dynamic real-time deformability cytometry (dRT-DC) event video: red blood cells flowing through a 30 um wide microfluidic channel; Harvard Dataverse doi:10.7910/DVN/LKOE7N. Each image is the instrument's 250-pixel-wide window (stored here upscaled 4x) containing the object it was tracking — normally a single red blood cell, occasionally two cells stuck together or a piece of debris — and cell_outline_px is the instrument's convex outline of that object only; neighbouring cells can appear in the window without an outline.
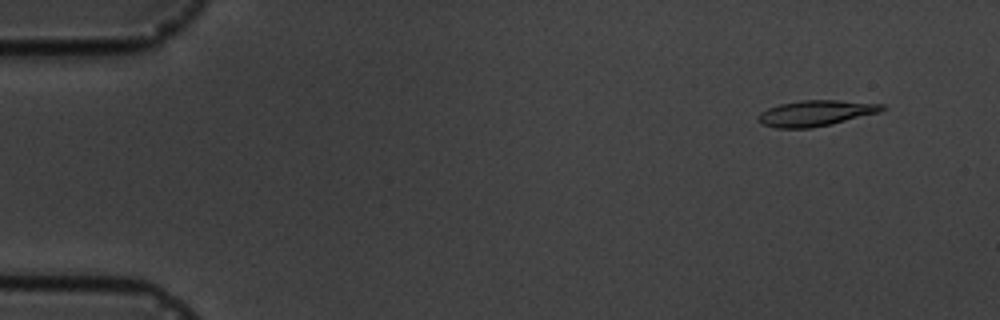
{"species": "common noctule bat (a hibernating species)", "species_latin": "Nyctalus noctula", "temperature_condition": "cold", "stored_images_in_passage": 7, "camera_frame_rate_fps": 3000, "um_per_image_px": 0.085, "animal": {"sex": "male", "body_mass_g": 19.5, "forearm_length_mm": 54.6}, "frame": {"image": 1, "passage_image": 2, "time_ms": 1.0, "image_size_px": [1000, 320], "cell_outline_px": [[888, 108], [880, 112], [832, 124], [812, 128], [776, 128], [760, 124], [756, 120], [756, 116], [760, 112], [768, 108], [780, 104], [800, 100], [840, 100], [884, 104]], "centroid_in_image_um": [69.32, 9.62], "position_along_channel_um": 15.7, "area_um2": 18.9}}
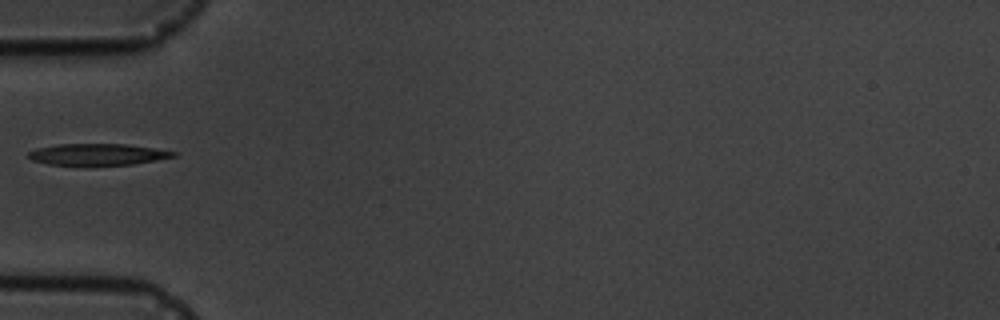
{"frame": {"image": 2, "passage_image": 6, "time_ms": 5.667, "image_size_px": [1000, 320], "cell_outline_px": [[176, 156], [156, 160], [132, 164], [88, 168], [48, 164], [32, 160], [28, 156], [28, 152], [36, 148], [56, 144], [124, 144], [152, 148], [176, 152]], "centroid_in_image_um": [8.22, 13.17], "position_along_channel_um": 76.8, "area_um2": 18.9}}
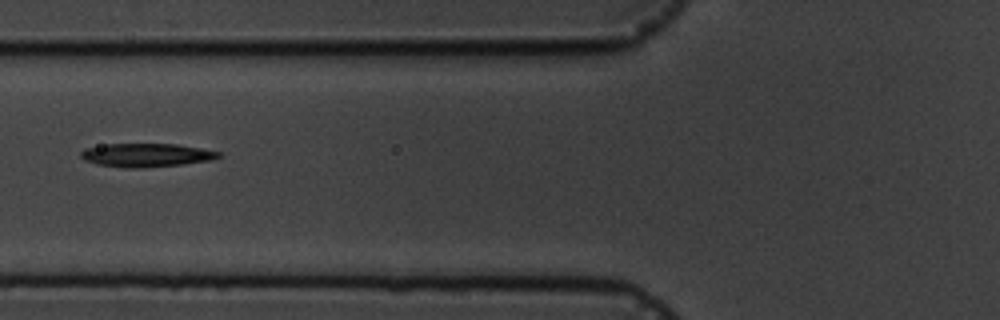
{"frame": {"image": 3, "passage_image": 7, "time_ms": 6.667, "image_size_px": [1000, 320], "cell_outline_px": [[220, 156], [212, 160], [184, 164], [144, 168], [124, 168], [96, 164], [84, 160], [80, 156], [80, 152], [84, 148], [108, 144], [176, 144], [200, 148], [220, 152]], "centroid_in_image_um": [12.41, 13.19], "position_along_channel_um": 113.4, "area_um2": 18.96}}